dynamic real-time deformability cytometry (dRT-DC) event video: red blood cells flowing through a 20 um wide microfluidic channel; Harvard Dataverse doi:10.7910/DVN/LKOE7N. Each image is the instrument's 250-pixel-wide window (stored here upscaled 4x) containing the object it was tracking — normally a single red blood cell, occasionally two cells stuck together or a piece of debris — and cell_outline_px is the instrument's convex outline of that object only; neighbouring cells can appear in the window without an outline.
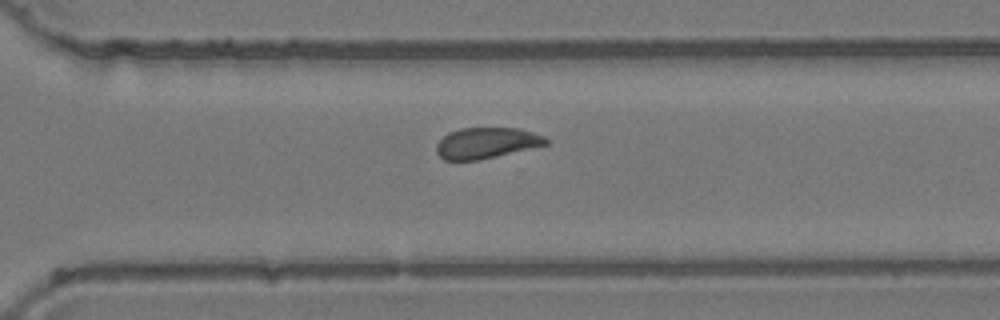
{"species": "common noctule bat (a hibernating species)", "species_latin": "Nyctalus noctula", "temperature_condition": "room temperature", "stored_images_in_passage": 12, "camera_frame_rate_fps": 3000, "um_per_image_px": 0.085, "animal": {"sex": "female", "body_mass_g": 24.6, "forearm_length_mm": 56.2}, "frame": {"image": 1, "passage_image": 12, "time_ms": 14.667, "image_size_px": [1000, 320], "cell_outline_px": [[548, 144], [480, 160], [444, 160], [436, 152], [436, 144], [448, 132], [460, 128], [520, 128], [544, 136], [548, 140]], "centroid_in_image_um": [41.33, 12.15], "position_along_channel_um": 329.3, "area_um2": 19.71}}